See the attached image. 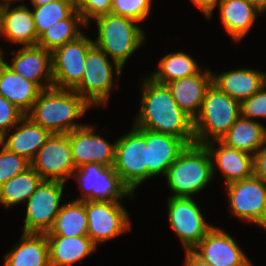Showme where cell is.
Wrapping results in <instances>:
<instances>
[{
  "label": "cell",
  "instance_id": "obj_1",
  "mask_svg": "<svg viewBox=\"0 0 266 266\" xmlns=\"http://www.w3.org/2000/svg\"><path fill=\"white\" fill-rule=\"evenodd\" d=\"M141 84L140 111L133 126L195 143L193 119L182 111L168 86L145 77Z\"/></svg>",
  "mask_w": 266,
  "mask_h": 266
},
{
  "label": "cell",
  "instance_id": "obj_2",
  "mask_svg": "<svg viewBox=\"0 0 266 266\" xmlns=\"http://www.w3.org/2000/svg\"><path fill=\"white\" fill-rule=\"evenodd\" d=\"M90 105L73 89H43L26 114L50 134H67L83 127L74 119L85 115Z\"/></svg>",
  "mask_w": 266,
  "mask_h": 266
},
{
  "label": "cell",
  "instance_id": "obj_3",
  "mask_svg": "<svg viewBox=\"0 0 266 266\" xmlns=\"http://www.w3.org/2000/svg\"><path fill=\"white\" fill-rule=\"evenodd\" d=\"M166 182L170 197H192L213 180L212 158L205 145L191 144L169 166Z\"/></svg>",
  "mask_w": 266,
  "mask_h": 266
},
{
  "label": "cell",
  "instance_id": "obj_4",
  "mask_svg": "<svg viewBox=\"0 0 266 266\" xmlns=\"http://www.w3.org/2000/svg\"><path fill=\"white\" fill-rule=\"evenodd\" d=\"M240 116V102L211 84L193 120L195 144L221 140Z\"/></svg>",
  "mask_w": 266,
  "mask_h": 266
},
{
  "label": "cell",
  "instance_id": "obj_5",
  "mask_svg": "<svg viewBox=\"0 0 266 266\" xmlns=\"http://www.w3.org/2000/svg\"><path fill=\"white\" fill-rule=\"evenodd\" d=\"M94 20L98 30L94 45L123 68L129 57L144 44L143 29L135 24L138 21L112 13Z\"/></svg>",
  "mask_w": 266,
  "mask_h": 266
},
{
  "label": "cell",
  "instance_id": "obj_6",
  "mask_svg": "<svg viewBox=\"0 0 266 266\" xmlns=\"http://www.w3.org/2000/svg\"><path fill=\"white\" fill-rule=\"evenodd\" d=\"M108 59V56L95 45L87 52L82 80L73 90L90 106L107 104L114 87L113 77L115 75L118 82L121 76L123 68L117 62Z\"/></svg>",
  "mask_w": 266,
  "mask_h": 266
},
{
  "label": "cell",
  "instance_id": "obj_7",
  "mask_svg": "<svg viewBox=\"0 0 266 266\" xmlns=\"http://www.w3.org/2000/svg\"><path fill=\"white\" fill-rule=\"evenodd\" d=\"M115 143L113 168L134 194L136 188L147 179L146 130L133 126L128 134L122 135Z\"/></svg>",
  "mask_w": 266,
  "mask_h": 266
},
{
  "label": "cell",
  "instance_id": "obj_8",
  "mask_svg": "<svg viewBox=\"0 0 266 266\" xmlns=\"http://www.w3.org/2000/svg\"><path fill=\"white\" fill-rule=\"evenodd\" d=\"M72 178L77 180L82 196L77 201H121L134 194L122 182L113 166L98 163L82 164L76 168Z\"/></svg>",
  "mask_w": 266,
  "mask_h": 266
},
{
  "label": "cell",
  "instance_id": "obj_9",
  "mask_svg": "<svg viewBox=\"0 0 266 266\" xmlns=\"http://www.w3.org/2000/svg\"><path fill=\"white\" fill-rule=\"evenodd\" d=\"M65 183L43 180L26 201L23 233H48L55 222L62 205Z\"/></svg>",
  "mask_w": 266,
  "mask_h": 266
},
{
  "label": "cell",
  "instance_id": "obj_10",
  "mask_svg": "<svg viewBox=\"0 0 266 266\" xmlns=\"http://www.w3.org/2000/svg\"><path fill=\"white\" fill-rule=\"evenodd\" d=\"M225 186L231 214L266 231V183L252 175Z\"/></svg>",
  "mask_w": 266,
  "mask_h": 266
},
{
  "label": "cell",
  "instance_id": "obj_11",
  "mask_svg": "<svg viewBox=\"0 0 266 266\" xmlns=\"http://www.w3.org/2000/svg\"><path fill=\"white\" fill-rule=\"evenodd\" d=\"M87 236L98 247L131 229L129 213L120 201H85Z\"/></svg>",
  "mask_w": 266,
  "mask_h": 266
},
{
  "label": "cell",
  "instance_id": "obj_12",
  "mask_svg": "<svg viewBox=\"0 0 266 266\" xmlns=\"http://www.w3.org/2000/svg\"><path fill=\"white\" fill-rule=\"evenodd\" d=\"M167 211L169 224L180 238L184 250H193L214 227L205 222L193 197H169Z\"/></svg>",
  "mask_w": 266,
  "mask_h": 266
},
{
  "label": "cell",
  "instance_id": "obj_13",
  "mask_svg": "<svg viewBox=\"0 0 266 266\" xmlns=\"http://www.w3.org/2000/svg\"><path fill=\"white\" fill-rule=\"evenodd\" d=\"M93 39L82 33L52 52L53 87L74 89L82 80L88 50Z\"/></svg>",
  "mask_w": 266,
  "mask_h": 266
},
{
  "label": "cell",
  "instance_id": "obj_14",
  "mask_svg": "<svg viewBox=\"0 0 266 266\" xmlns=\"http://www.w3.org/2000/svg\"><path fill=\"white\" fill-rule=\"evenodd\" d=\"M31 167L43 180L65 183L72 178L76 168L68 134H51L38 150Z\"/></svg>",
  "mask_w": 266,
  "mask_h": 266
},
{
  "label": "cell",
  "instance_id": "obj_15",
  "mask_svg": "<svg viewBox=\"0 0 266 266\" xmlns=\"http://www.w3.org/2000/svg\"><path fill=\"white\" fill-rule=\"evenodd\" d=\"M93 130L91 125H84L67 133L75 168L87 163L114 165L116 143H109Z\"/></svg>",
  "mask_w": 266,
  "mask_h": 266
},
{
  "label": "cell",
  "instance_id": "obj_16",
  "mask_svg": "<svg viewBox=\"0 0 266 266\" xmlns=\"http://www.w3.org/2000/svg\"><path fill=\"white\" fill-rule=\"evenodd\" d=\"M192 251L212 266H253L234 239L216 226Z\"/></svg>",
  "mask_w": 266,
  "mask_h": 266
},
{
  "label": "cell",
  "instance_id": "obj_17",
  "mask_svg": "<svg viewBox=\"0 0 266 266\" xmlns=\"http://www.w3.org/2000/svg\"><path fill=\"white\" fill-rule=\"evenodd\" d=\"M12 53L11 65L5 62L11 70L42 90L53 87L52 52L36 45L19 48L17 52L12 50Z\"/></svg>",
  "mask_w": 266,
  "mask_h": 266
},
{
  "label": "cell",
  "instance_id": "obj_18",
  "mask_svg": "<svg viewBox=\"0 0 266 266\" xmlns=\"http://www.w3.org/2000/svg\"><path fill=\"white\" fill-rule=\"evenodd\" d=\"M0 35L13 44L25 46L37 45L32 11L26 5L11 8V3L0 2Z\"/></svg>",
  "mask_w": 266,
  "mask_h": 266
},
{
  "label": "cell",
  "instance_id": "obj_19",
  "mask_svg": "<svg viewBox=\"0 0 266 266\" xmlns=\"http://www.w3.org/2000/svg\"><path fill=\"white\" fill-rule=\"evenodd\" d=\"M212 84V71L199 70L196 74L167 83L179 108L193 120L198 115L207 89Z\"/></svg>",
  "mask_w": 266,
  "mask_h": 266
},
{
  "label": "cell",
  "instance_id": "obj_20",
  "mask_svg": "<svg viewBox=\"0 0 266 266\" xmlns=\"http://www.w3.org/2000/svg\"><path fill=\"white\" fill-rule=\"evenodd\" d=\"M218 143V147L215 145ZM212 158L213 176L217 166L225 178V185L249 178L253 175V156L227 146L221 140L205 144Z\"/></svg>",
  "mask_w": 266,
  "mask_h": 266
},
{
  "label": "cell",
  "instance_id": "obj_21",
  "mask_svg": "<svg viewBox=\"0 0 266 266\" xmlns=\"http://www.w3.org/2000/svg\"><path fill=\"white\" fill-rule=\"evenodd\" d=\"M147 144V179L163 175L169 166L177 159L187 144L171 135L146 130Z\"/></svg>",
  "mask_w": 266,
  "mask_h": 266
},
{
  "label": "cell",
  "instance_id": "obj_22",
  "mask_svg": "<svg viewBox=\"0 0 266 266\" xmlns=\"http://www.w3.org/2000/svg\"><path fill=\"white\" fill-rule=\"evenodd\" d=\"M212 84L240 103L266 84V73L253 69H234L222 74L212 73Z\"/></svg>",
  "mask_w": 266,
  "mask_h": 266
},
{
  "label": "cell",
  "instance_id": "obj_23",
  "mask_svg": "<svg viewBox=\"0 0 266 266\" xmlns=\"http://www.w3.org/2000/svg\"><path fill=\"white\" fill-rule=\"evenodd\" d=\"M221 24L235 42L250 31L256 16L261 14L249 0H218Z\"/></svg>",
  "mask_w": 266,
  "mask_h": 266
},
{
  "label": "cell",
  "instance_id": "obj_24",
  "mask_svg": "<svg viewBox=\"0 0 266 266\" xmlns=\"http://www.w3.org/2000/svg\"><path fill=\"white\" fill-rule=\"evenodd\" d=\"M5 61L0 66V95L26 115L42 89L36 83L11 70Z\"/></svg>",
  "mask_w": 266,
  "mask_h": 266
},
{
  "label": "cell",
  "instance_id": "obj_25",
  "mask_svg": "<svg viewBox=\"0 0 266 266\" xmlns=\"http://www.w3.org/2000/svg\"><path fill=\"white\" fill-rule=\"evenodd\" d=\"M14 127V133H6L5 148L31 163L51 134L26 115Z\"/></svg>",
  "mask_w": 266,
  "mask_h": 266
},
{
  "label": "cell",
  "instance_id": "obj_26",
  "mask_svg": "<svg viewBox=\"0 0 266 266\" xmlns=\"http://www.w3.org/2000/svg\"><path fill=\"white\" fill-rule=\"evenodd\" d=\"M3 266H50L46 234L23 233L5 255Z\"/></svg>",
  "mask_w": 266,
  "mask_h": 266
},
{
  "label": "cell",
  "instance_id": "obj_27",
  "mask_svg": "<svg viewBox=\"0 0 266 266\" xmlns=\"http://www.w3.org/2000/svg\"><path fill=\"white\" fill-rule=\"evenodd\" d=\"M49 244L50 266H70L96 251L88 236H46Z\"/></svg>",
  "mask_w": 266,
  "mask_h": 266
},
{
  "label": "cell",
  "instance_id": "obj_28",
  "mask_svg": "<svg viewBox=\"0 0 266 266\" xmlns=\"http://www.w3.org/2000/svg\"><path fill=\"white\" fill-rule=\"evenodd\" d=\"M266 140V128L260 122L240 116L221 139L227 146L254 155Z\"/></svg>",
  "mask_w": 266,
  "mask_h": 266
},
{
  "label": "cell",
  "instance_id": "obj_29",
  "mask_svg": "<svg viewBox=\"0 0 266 266\" xmlns=\"http://www.w3.org/2000/svg\"><path fill=\"white\" fill-rule=\"evenodd\" d=\"M88 223L85 201L73 200L62 204L52 229L46 236H87Z\"/></svg>",
  "mask_w": 266,
  "mask_h": 266
},
{
  "label": "cell",
  "instance_id": "obj_30",
  "mask_svg": "<svg viewBox=\"0 0 266 266\" xmlns=\"http://www.w3.org/2000/svg\"><path fill=\"white\" fill-rule=\"evenodd\" d=\"M42 181L41 176L30 166L0 186V204L8 209L26 202Z\"/></svg>",
  "mask_w": 266,
  "mask_h": 266
},
{
  "label": "cell",
  "instance_id": "obj_31",
  "mask_svg": "<svg viewBox=\"0 0 266 266\" xmlns=\"http://www.w3.org/2000/svg\"><path fill=\"white\" fill-rule=\"evenodd\" d=\"M157 68L149 77L161 84L194 75L200 70L196 60L183 52L168 53L160 59Z\"/></svg>",
  "mask_w": 266,
  "mask_h": 266
},
{
  "label": "cell",
  "instance_id": "obj_32",
  "mask_svg": "<svg viewBox=\"0 0 266 266\" xmlns=\"http://www.w3.org/2000/svg\"><path fill=\"white\" fill-rule=\"evenodd\" d=\"M78 25H86L76 9L68 18L50 26L38 39L37 46L53 52L65 43L75 40L82 34Z\"/></svg>",
  "mask_w": 266,
  "mask_h": 266
},
{
  "label": "cell",
  "instance_id": "obj_33",
  "mask_svg": "<svg viewBox=\"0 0 266 266\" xmlns=\"http://www.w3.org/2000/svg\"><path fill=\"white\" fill-rule=\"evenodd\" d=\"M33 8L37 42L50 26L59 20L68 18L76 10L70 0H55L43 6H33Z\"/></svg>",
  "mask_w": 266,
  "mask_h": 266
},
{
  "label": "cell",
  "instance_id": "obj_34",
  "mask_svg": "<svg viewBox=\"0 0 266 266\" xmlns=\"http://www.w3.org/2000/svg\"><path fill=\"white\" fill-rule=\"evenodd\" d=\"M152 0H111V13L144 21L151 11Z\"/></svg>",
  "mask_w": 266,
  "mask_h": 266
},
{
  "label": "cell",
  "instance_id": "obj_35",
  "mask_svg": "<svg viewBox=\"0 0 266 266\" xmlns=\"http://www.w3.org/2000/svg\"><path fill=\"white\" fill-rule=\"evenodd\" d=\"M31 163L24 157L9 151L7 148L0 150V186L11 178L24 172Z\"/></svg>",
  "mask_w": 266,
  "mask_h": 266
},
{
  "label": "cell",
  "instance_id": "obj_36",
  "mask_svg": "<svg viewBox=\"0 0 266 266\" xmlns=\"http://www.w3.org/2000/svg\"><path fill=\"white\" fill-rule=\"evenodd\" d=\"M241 116L247 119L266 118V84L240 103Z\"/></svg>",
  "mask_w": 266,
  "mask_h": 266
},
{
  "label": "cell",
  "instance_id": "obj_37",
  "mask_svg": "<svg viewBox=\"0 0 266 266\" xmlns=\"http://www.w3.org/2000/svg\"><path fill=\"white\" fill-rule=\"evenodd\" d=\"M25 114L15 105L0 95V129L8 132L14 127Z\"/></svg>",
  "mask_w": 266,
  "mask_h": 266
},
{
  "label": "cell",
  "instance_id": "obj_38",
  "mask_svg": "<svg viewBox=\"0 0 266 266\" xmlns=\"http://www.w3.org/2000/svg\"><path fill=\"white\" fill-rule=\"evenodd\" d=\"M77 10L88 25L90 19L111 13V0H86Z\"/></svg>",
  "mask_w": 266,
  "mask_h": 266
},
{
  "label": "cell",
  "instance_id": "obj_39",
  "mask_svg": "<svg viewBox=\"0 0 266 266\" xmlns=\"http://www.w3.org/2000/svg\"><path fill=\"white\" fill-rule=\"evenodd\" d=\"M253 175L266 183V140L253 155Z\"/></svg>",
  "mask_w": 266,
  "mask_h": 266
},
{
  "label": "cell",
  "instance_id": "obj_40",
  "mask_svg": "<svg viewBox=\"0 0 266 266\" xmlns=\"http://www.w3.org/2000/svg\"><path fill=\"white\" fill-rule=\"evenodd\" d=\"M196 7H198L206 16L208 20L211 19L213 10L216 7L218 0H191Z\"/></svg>",
  "mask_w": 266,
  "mask_h": 266
},
{
  "label": "cell",
  "instance_id": "obj_41",
  "mask_svg": "<svg viewBox=\"0 0 266 266\" xmlns=\"http://www.w3.org/2000/svg\"><path fill=\"white\" fill-rule=\"evenodd\" d=\"M185 266H212L208 262L202 260L192 250H185Z\"/></svg>",
  "mask_w": 266,
  "mask_h": 266
},
{
  "label": "cell",
  "instance_id": "obj_42",
  "mask_svg": "<svg viewBox=\"0 0 266 266\" xmlns=\"http://www.w3.org/2000/svg\"><path fill=\"white\" fill-rule=\"evenodd\" d=\"M252 5L262 14L266 12V0H249Z\"/></svg>",
  "mask_w": 266,
  "mask_h": 266
},
{
  "label": "cell",
  "instance_id": "obj_43",
  "mask_svg": "<svg viewBox=\"0 0 266 266\" xmlns=\"http://www.w3.org/2000/svg\"><path fill=\"white\" fill-rule=\"evenodd\" d=\"M55 0H30L33 6H43Z\"/></svg>",
  "mask_w": 266,
  "mask_h": 266
},
{
  "label": "cell",
  "instance_id": "obj_44",
  "mask_svg": "<svg viewBox=\"0 0 266 266\" xmlns=\"http://www.w3.org/2000/svg\"><path fill=\"white\" fill-rule=\"evenodd\" d=\"M6 132L0 129V147L5 148Z\"/></svg>",
  "mask_w": 266,
  "mask_h": 266
},
{
  "label": "cell",
  "instance_id": "obj_45",
  "mask_svg": "<svg viewBox=\"0 0 266 266\" xmlns=\"http://www.w3.org/2000/svg\"><path fill=\"white\" fill-rule=\"evenodd\" d=\"M73 6L78 9L86 0H70Z\"/></svg>",
  "mask_w": 266,
  "mask_h": 266
},
{
  "label": "cell",
  "instance_id": "obj_46",
  "mask_svg": "<svg viewBox=\"0 0 266 266\" xmlns=\"http://www.w3.org/2000/svg\"><path fill=\"white\" fill-rule=\"evenodd\" d=\"M3 51L1 50V46H0V66L2 65V63L4 62V57H3Z\"/></svg>",
  "mask_w": 266,
  "mask_h": 266
},
{
  "label": "cell",
  "instance_id": "obj_47",
  "mask_svg": "<svg viewBox=\"0 0 266 266\" xmlns=\"http://www.w3.org/2000/svg\"><path fill=\"white\" fill-rule=\"evenodd\" d=\"M5 1L12 3L13 1H19V0H5Z\"/></svg>",
  "mask_w": 266,
  "mask_h": 266
}]
</instances>
